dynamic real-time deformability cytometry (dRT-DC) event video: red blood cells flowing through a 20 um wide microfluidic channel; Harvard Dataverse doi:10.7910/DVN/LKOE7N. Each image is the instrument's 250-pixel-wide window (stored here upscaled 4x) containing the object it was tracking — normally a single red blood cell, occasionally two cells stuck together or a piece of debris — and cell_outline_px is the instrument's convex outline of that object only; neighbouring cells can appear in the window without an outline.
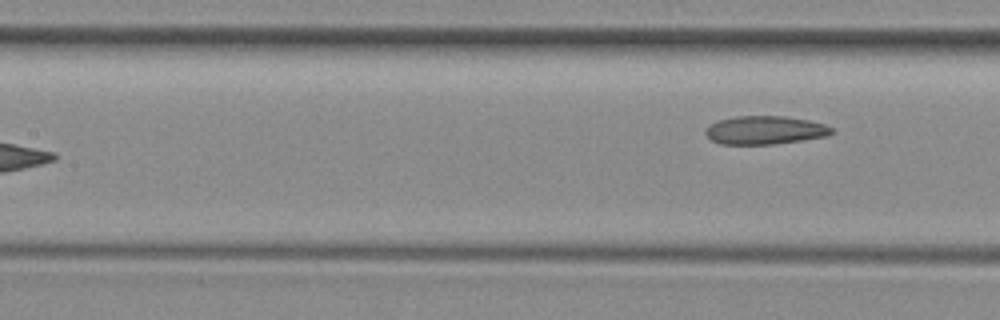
{"species": "common noctule bat (a hibernating species)", "species_latin": "Nyctalus noctula", "temperature_condition": "room temperature", "stored_images_in_passage": 4, "camera_frame_rate_fps": 3000, "um_per_image_px": 0.085, "animal": {"sex": "female", "body_mass_g": 29.2, "forearm_length_mm": 56.3}, "frame": {"image": 1, "passage_image": 4, "time_ms": 3.333, "image_size_px": [1000, 320], "cell_outline_px": [[836, 132], [828, 136], [772, 144], [720, 144], [712, 140], [704, 132], [712, 124], [720, 120], [736, 116], [784, 116], [808, 120], [824, 124], [832, 128]], "centroid_in_image_um": [65.06, 11.06], "position_along_channel_um": 142.3, "area_um2": 20.63}}